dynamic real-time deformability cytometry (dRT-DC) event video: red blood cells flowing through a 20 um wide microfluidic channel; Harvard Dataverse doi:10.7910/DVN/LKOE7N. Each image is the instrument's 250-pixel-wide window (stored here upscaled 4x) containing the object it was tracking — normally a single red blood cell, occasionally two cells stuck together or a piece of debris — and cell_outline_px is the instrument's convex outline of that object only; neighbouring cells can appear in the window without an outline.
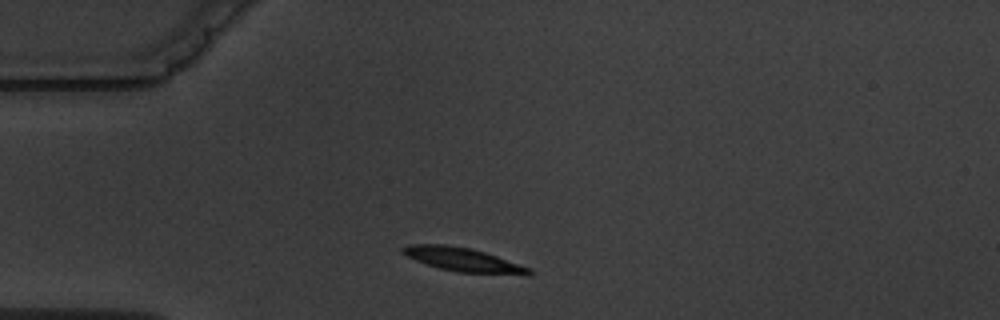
{"species": "common noctule bat (a hibernating species)", "species_latin": "Nyctalus noctula", "temperature_condition": "warm", "stored_images_in_passage": 2, "camera_frame_rate_fps": 3000, "um_per_image_px": 0.085, "animal": {"sex": "male", "body_mass_g": 19.5, "forearm_length_mm": 54.6}, "frame": {"image": 1, "passage_image": 1, "time_ms": 0.0, "image_size_px": [1000, 320], "cell_outline_px": [[532, 276], [524, 276], [456, 272], [440, 268], [416, 260], [400, 252], [400, 248], [408, 244], [448, 244], [472, 248], [532, 268]], "centroid_in_image_um": [39.44, 22.09], "position_along_channel_um": 45.6, "area_um2": 17.92}}